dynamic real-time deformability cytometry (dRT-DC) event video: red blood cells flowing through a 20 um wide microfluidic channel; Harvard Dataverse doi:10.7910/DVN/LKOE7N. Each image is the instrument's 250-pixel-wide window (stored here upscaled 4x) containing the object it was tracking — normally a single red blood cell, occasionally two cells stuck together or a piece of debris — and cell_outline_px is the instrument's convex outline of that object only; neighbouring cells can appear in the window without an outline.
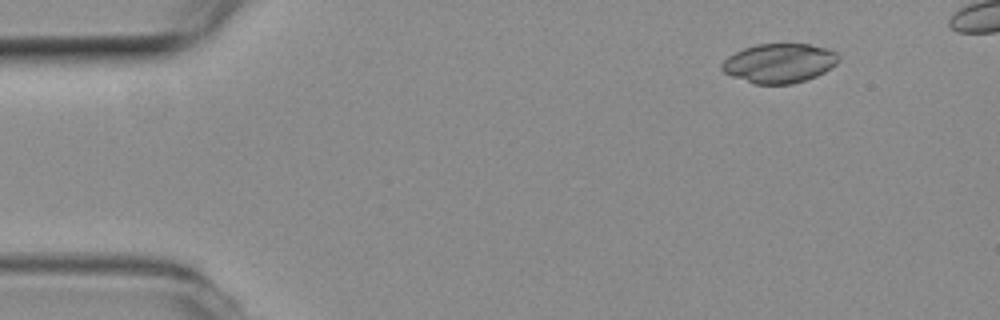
{"species": "common noctule bat (a hibernating species)", "species_latin": "Nyctalus noctula", "temperature_condition": "room temperature", "stored_images_in_passage": 45, "camera_frame_rate_fps": 3000, "um_per_image_px": 0.085, "animal": {"sex": "female", "body_mass_g": 19.3, "forearm_length_mm": 54.1}, "frame": {"image": 1, "passage_image": 1, "time_ms": 0.0, "image_size_px": [1000, 320], "cell_outline_px": [[840, 56], [836, 64], [824, 72], [816, 76], [792, 84], [756, 84], [732, 76], [724, 72], [720, 68], [720, 64], [728, 56], [744, 48], [756, 44], [808, 44], [828, 48], [836, 52]], "centroid_in_image_um": [66.24, 5.36], "position_along_channel_um": 18.8, "area_um2": 26.7}}
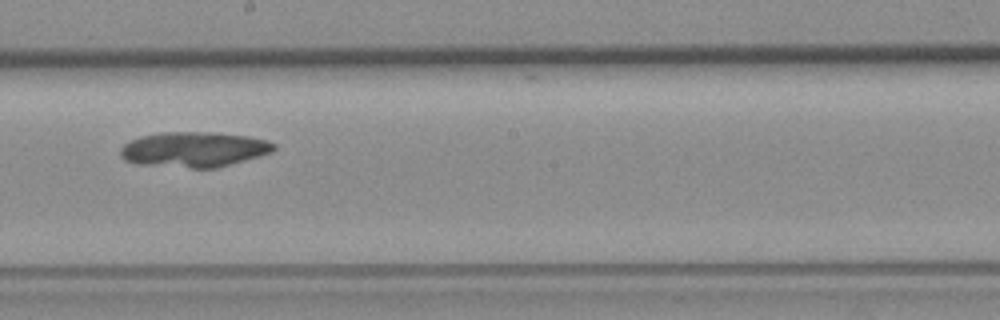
{"frame": {"image": 2, "passage_image": 25, "time_ms": 8.0, "image_size_px": [1000, 320], "cell_outline_px": [[276, 148], [272, 152], [260, 156], [216, 168], [192, 168], [140, 164], [124, 160], [120, 156], [120, 148], [124, 144], [140, 136], [160, 132], [208, 132], [248, 136], [268, 140], [276, 144]], "centroid_in_image_um": [16.5, 12.7], "position_along_channel_um": 231.7, "area_um2": 31.56}}
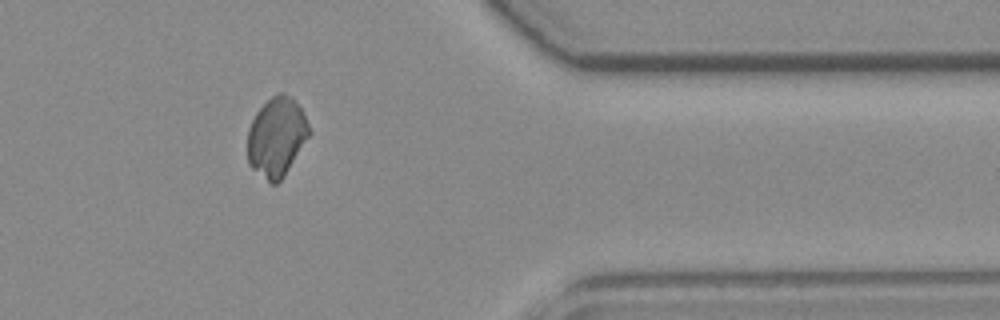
{"frame": {"image": 3, "passage_image": 39, "time_ms": 12.667, "image_size_px": [1000, 320], "cell_outline_px": [[312, 132], [284, 176], [276, 184], [272, 184], [252, 168], [248, 164], [248, 128], [256, 112], [272, 96], [280, 92], [284, 92], [292, 96], [304, 112]], "centroid_in_image_um": [23.53, 11.61], "position_along_channel_um": 387.9, "area_um2": 28.55}}